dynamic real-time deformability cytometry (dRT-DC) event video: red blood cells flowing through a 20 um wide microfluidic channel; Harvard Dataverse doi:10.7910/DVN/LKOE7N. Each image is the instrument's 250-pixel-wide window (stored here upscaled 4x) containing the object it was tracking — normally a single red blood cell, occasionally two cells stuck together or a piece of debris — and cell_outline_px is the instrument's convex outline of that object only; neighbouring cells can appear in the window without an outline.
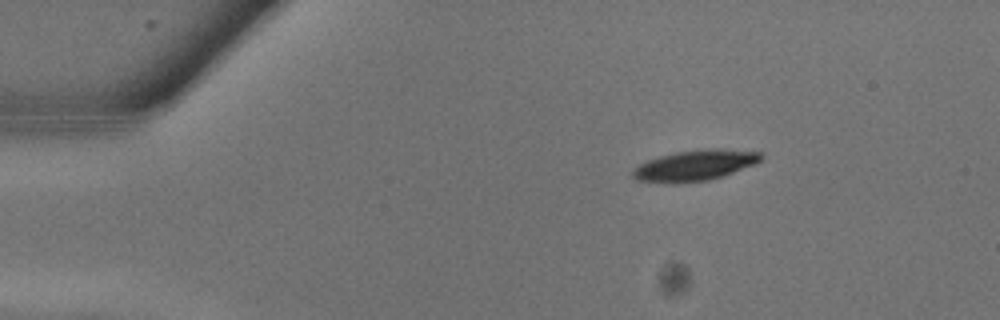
{"species": "common noctule bat (a hibernating species)", "species_latin": "Nyctalus noctula", "temperature_condition": "warm", "stored_images_in_passage": 11, "camera_frame_rate_fps": 3000, "um_per_image_px": 0.085, "animal": {"sex": "male", "body_mass_g": 13.3}, "frame": {"image": 1, "passage_image": 4, "time_ms": 1.0, "image_size_px": [1000, 320], "cell_outline_px": [[764, 156], [756, 164], [708, 180], [672, 184], [636, 180], [632, 176], [632, 172], [640, 164], [648, 160], [660, 156], [676, 152], [712, 148], [720, 148], [764, 152]], "centroid_in_image_um": [59.09, 14.05], "position_along_channel_um": 25.9, "area_um2": 22.89}}
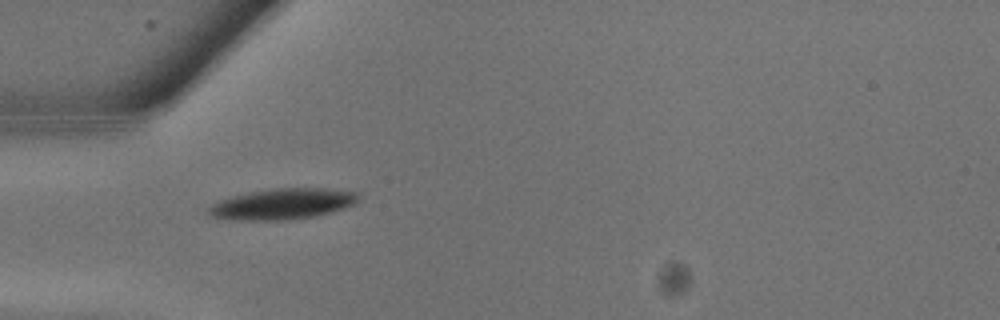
{"frame": {"image": 2, "passage_image": 8, "time_ms": 2.333, "image_size_px": [1000, 320], "cell_outline_px": [[356, 204], [344, 208], [316, 216], [288, 220], [236, 220], [208, 216], [204, 212], [212, 204], [220, 200], [232, 196], [252, 192], [276, 188], [324, 188], [356, 192]], "centroid_in_image_um": [23.96, 17.35], "position_along_channel_um": 61.0, "area_um2": 26.82}}
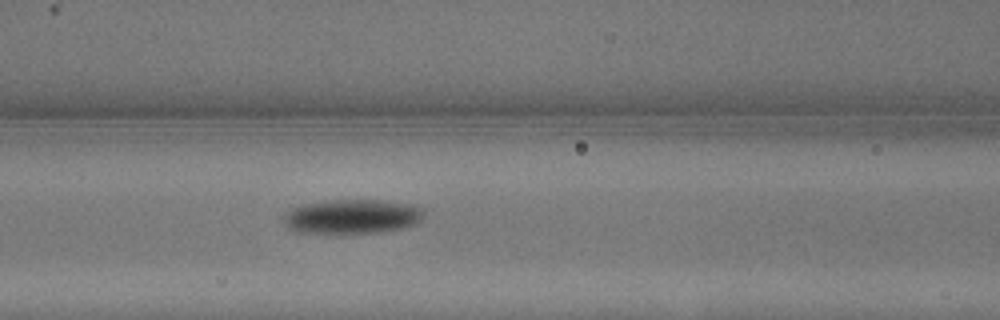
{"frame": {"image": 3, "passage_image": 11, "time_ms": 3.333, "image_size_px": [1000, 320], "cell_outline_px": [[424, 216], [416, 224], [404, 228], [380, 232], [296, 232], [288, 228], [284, 224], [284, 216], [292, 208], [300, 204], [336, 200], [380, 200], [408, 204], [424, 208]], "centroid_in_image_um": [29.95, 18.39], "position_along_channel_um": 136.6, "area_um2": 27.86}}